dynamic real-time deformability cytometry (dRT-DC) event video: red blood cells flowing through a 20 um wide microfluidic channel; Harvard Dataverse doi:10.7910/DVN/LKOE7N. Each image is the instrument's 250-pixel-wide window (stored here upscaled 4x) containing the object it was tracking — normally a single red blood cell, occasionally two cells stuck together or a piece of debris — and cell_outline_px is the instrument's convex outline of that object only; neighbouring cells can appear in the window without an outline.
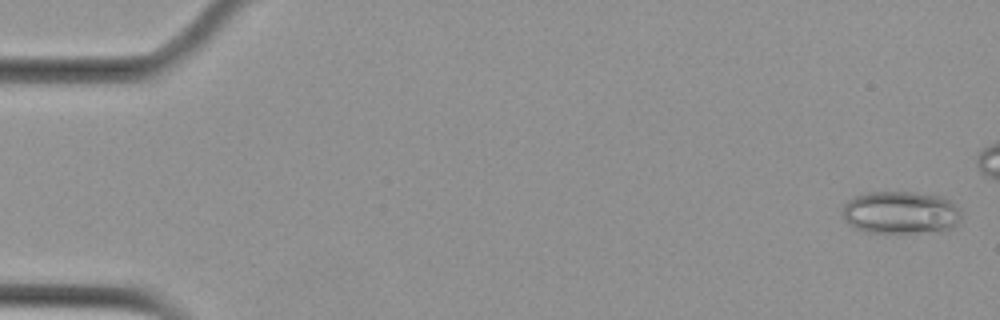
{"species": "Egyptian fruit bat (a non-hibernating species)", "species_latin": "Rousettus aegyptiacus", "temperature_condition": "cold", "stored_images_in_passage": 6, "camera_frame_rate_fps": 3000, "um_per_image_px": 0.085, "animal": {"sex": "female"}, "frame": {"image": 1, "passage_image": 1, "time_ms": 0.0, "image_size_px": [1000, 320], "cell_outline_px": [[960, 220], [952, 228], [944, 232], [868, 232], [856, 228], [844, 216], [844, 204], [848, 200], [856, 196], [868, 192], [916, 192], [940, 196], [948, 200], [960, 212]], "centroid_in_image_um": [76.6, 18.07], "position_along_channel_um": 8.4, "area_um2": 29.19}}